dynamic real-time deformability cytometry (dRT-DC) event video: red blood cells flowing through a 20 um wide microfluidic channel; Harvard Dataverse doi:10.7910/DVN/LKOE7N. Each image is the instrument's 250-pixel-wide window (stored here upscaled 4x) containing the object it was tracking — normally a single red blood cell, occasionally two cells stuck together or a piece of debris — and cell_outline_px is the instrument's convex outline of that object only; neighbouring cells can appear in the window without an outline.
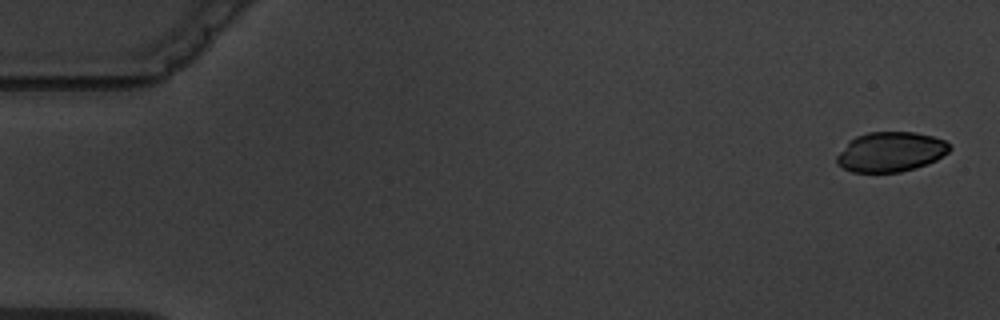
{"species": "common noctule bat (a hibernating species)", "species_latin": "Nyctalus noctula", "temperature_condition": "warm", "stored_images_in_passage": 5, "camera_frame_rate_fps": 3000, "um_per_image_px": 0.085, "animal": {"sex": "male", "body_mass_g": 19.5, "forearm_length_mm": 54.6}, "frame": {"image": 1, "passage_image": 1, "time_ms": 0.0, "image_size_px": [1000, 320], "cell_outline_px": [[952, 148], [948, 152], [936, 160], [916, 168], [900, 172], [852, 172], [836, 164], [836, 156], [848, 140], [856, 136], [868, 132], [916, 132], [932, 136], [944, 140]], "centroid_in_image_um": [75.68, 12.9], "position_along_channel_um": 9.3, "area_um2": 26.3}}